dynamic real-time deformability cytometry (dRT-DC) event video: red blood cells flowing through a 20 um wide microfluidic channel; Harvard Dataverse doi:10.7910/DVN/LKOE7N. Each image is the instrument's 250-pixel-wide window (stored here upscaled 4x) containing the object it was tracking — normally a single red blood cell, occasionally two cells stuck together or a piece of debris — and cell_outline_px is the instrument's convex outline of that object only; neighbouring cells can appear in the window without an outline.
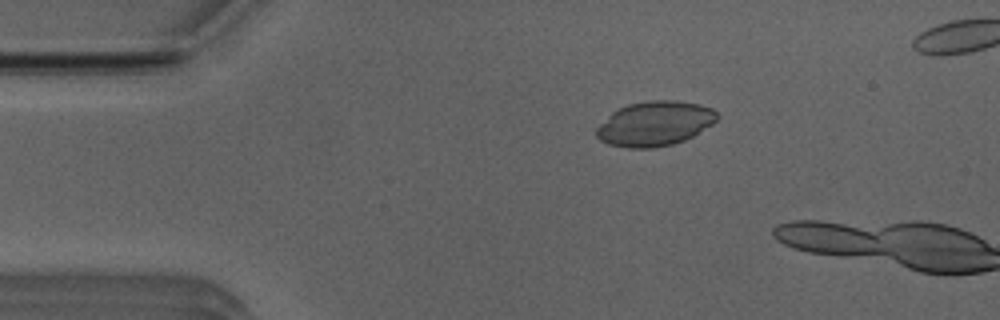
{"species": "Egyptian fruit bat (a non-hibernating species)", "species_latin": "Rousettus aegyptiacus", "temperature_condition": "room temperature", "stored_images_in_passage": 2, "camera_frame_rate_fps": 3000, "um_per_image_px": 0.085, "animal": {"sex": "male"}, "frame": {"image": 1, "passage_image": 2, "time_ms": 0.333, "image_size_px": [1000, 320], "cell_outline_px": [[880, 252], [820, 252], [800, 248], [784, 240], [788, 224], [832, 224], [852, 228], [864, 232], [872, 236]], "centroid_in_image_um": [70.53, 20.27], "position_along_channel_um": 14.5, "area_um2": 15.43}}